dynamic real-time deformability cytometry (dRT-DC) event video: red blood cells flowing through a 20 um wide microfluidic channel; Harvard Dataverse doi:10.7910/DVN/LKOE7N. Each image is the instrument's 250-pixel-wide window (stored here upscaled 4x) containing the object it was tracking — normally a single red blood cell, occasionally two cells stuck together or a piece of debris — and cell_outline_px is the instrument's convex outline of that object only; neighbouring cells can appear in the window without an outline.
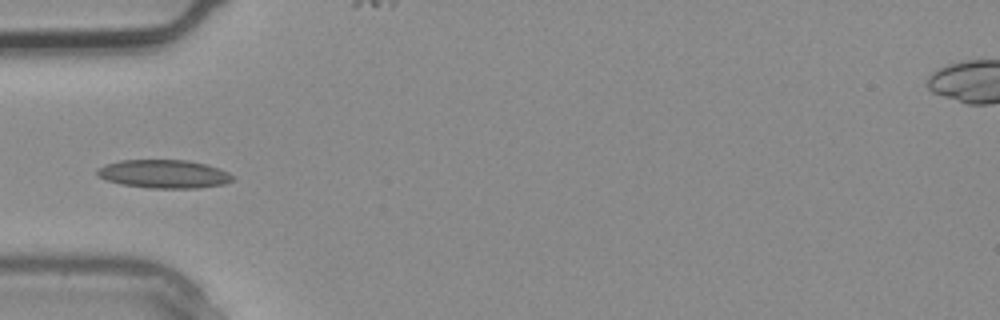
{"species": "common noctule bat (a hibernating species)", "species_latin": "Nyctalus noctula", "temperature_condition": "warm", "stored_images_in_passage": 6, "camera_frame_rate_fps": 3000, "um_per_image_px": 0.085, "animal": {"sex": "male", "body_mass_g": 20.4}, "frame": {"image": 1, "passage_image": 3, "time_ms": 0.667, "image_size_px": [1000, 320], "cell_outline_px": [[232, 180], [224, 184], [196, 188], [152, 188], [120, 184], [96, 176], [96, 168], [104, 164], [120, 160], [188, 160], [208, 164], [228, 172], [232, 176]], "centroid_in_image_um": [13.89, 14.78], "position_along_channel_um": 71.1, "area_um2": 22.48}}